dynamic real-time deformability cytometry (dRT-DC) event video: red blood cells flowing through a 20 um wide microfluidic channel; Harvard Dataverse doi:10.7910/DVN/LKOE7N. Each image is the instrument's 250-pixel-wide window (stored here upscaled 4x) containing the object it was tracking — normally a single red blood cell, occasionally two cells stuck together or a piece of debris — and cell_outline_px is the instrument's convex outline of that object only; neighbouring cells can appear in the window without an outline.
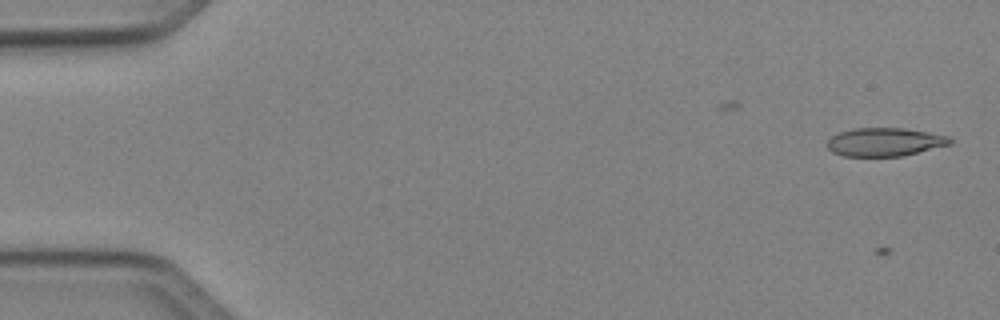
{"species": "Egyptian fruit bat (a non-hibernating species)", "species_latin": "Rousettus aegyptiacus", "temperature_condition": "cold", "stored_images_in_passage": 14, "camera_frame_rate_fps": 3000, "um_per_image_px": 0.085, "animal": {"sex": "female"}, "frame": {"image": 1, "passage_image": 4, "time_ms": 1.0, "image_size_px": [1000, 320], "cell_outline_px": [[952, 144], [900, 156], [844, 156], [832, 152], [828, 148], [828, 140], [832, 136], [840, 132], [852, 128], [904, 128], [948, 136], [952, 140]], "centroid_in_image_um": [75.19, 12.07], "position_along_channel_um": 9.8, "area_um2": 20.11}}